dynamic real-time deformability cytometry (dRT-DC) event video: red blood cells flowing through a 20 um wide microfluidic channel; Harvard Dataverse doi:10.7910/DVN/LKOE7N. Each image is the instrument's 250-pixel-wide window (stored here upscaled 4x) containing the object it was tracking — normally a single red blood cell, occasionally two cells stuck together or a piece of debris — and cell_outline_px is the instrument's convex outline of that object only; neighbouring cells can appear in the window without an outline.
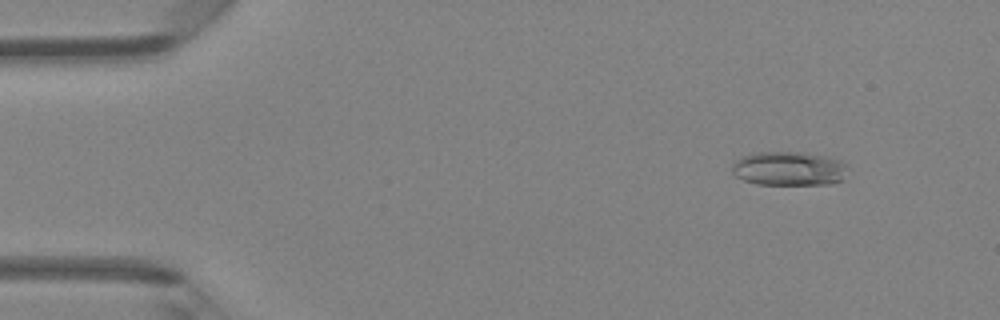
{"species": "Egyptian fruit bat (a non-hibernating species)", "species_latin": "Rousettus aegyptiacus", "temperature_condition": "room temperature", "stored_images_in_passage": 4, "camera_frame_rate_fps": 3000, "um_per_image_px": 0.085, "animal": {"sex": "female"}, "frame": {"image": 1, "passage_image": 1, "time_ms": 0.0, "image_size_px": [1000, 320], "cell_outline_px": [[848, 164], [844, 180], [828, 184], [756, 184], [744, 180], [736, 176], [732, 172], [732, 160], [740, 156], [756, 152], [804, 152], [840, 160]], "centroid_in_image_um": [67.03, 14.32], "position_along_channel_um": 18.0, "area_um2": 23.24}}
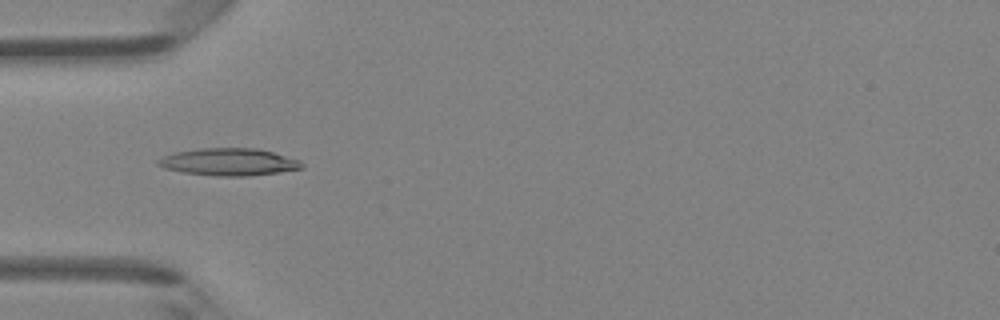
{"frame": {"image": 2, "passage_image": 4, "time_ms": 1.0, "image_size_px": [1000, 320], "cell_outline_px": [[304, 168], [248, 176], [216, 176], [184, 172], [164, 168], [156, 164], [156, 160], [164, 156], [176, 152], [196, 148], [256, 148], [272, 152], [300, 160], [304, 164]], "centroid_in_image_um": [19.44, 13.76], "position_along_channel_um": 65.6, "area_um2": 22.77}}